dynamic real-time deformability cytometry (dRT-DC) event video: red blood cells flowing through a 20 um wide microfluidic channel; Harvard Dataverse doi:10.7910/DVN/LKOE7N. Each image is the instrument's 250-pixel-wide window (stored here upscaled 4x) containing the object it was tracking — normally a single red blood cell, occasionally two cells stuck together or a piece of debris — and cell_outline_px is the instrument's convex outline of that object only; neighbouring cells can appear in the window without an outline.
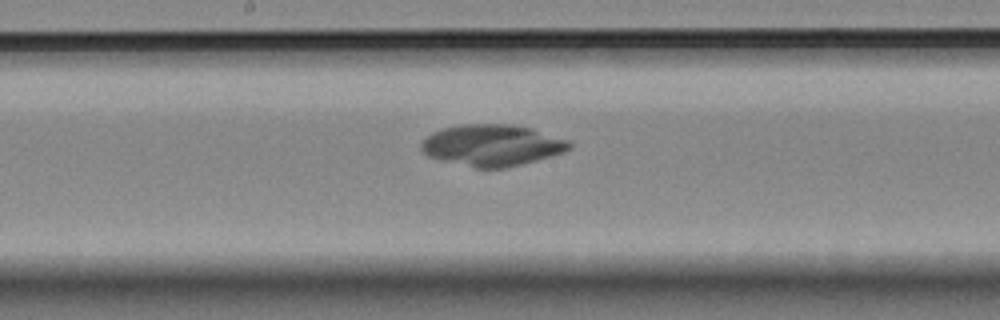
{"species": "Egyptian fruit bat (a non-hibernating species)", "species_latin": "Rousettus aegyptiacus", "temperature_condition": "room temperature", "stored_images_in_passage": 8, "camera_frame_rate_fps": 3000, "um_per_image_px": 0.085, "animal": {"sex": "female"}, "frame": {"image": 1, "passage_image": 8, "time_ms": 2.333, "image_size_px": [1000, 320], "cell_outline_px": [[572, 148], [564, 152], [520, 164], [504, 168], [476, 168], [428, 156], [420, 148], [420, 144], [432, 132], [444, 128], [460, 124], [516, 124], [532, 128], [568, 140], [572, 144]], "centroid_in_image_um": [41.84, 12.33], "position_along_channel_um": 206.4, "area_um2": 35.55}}